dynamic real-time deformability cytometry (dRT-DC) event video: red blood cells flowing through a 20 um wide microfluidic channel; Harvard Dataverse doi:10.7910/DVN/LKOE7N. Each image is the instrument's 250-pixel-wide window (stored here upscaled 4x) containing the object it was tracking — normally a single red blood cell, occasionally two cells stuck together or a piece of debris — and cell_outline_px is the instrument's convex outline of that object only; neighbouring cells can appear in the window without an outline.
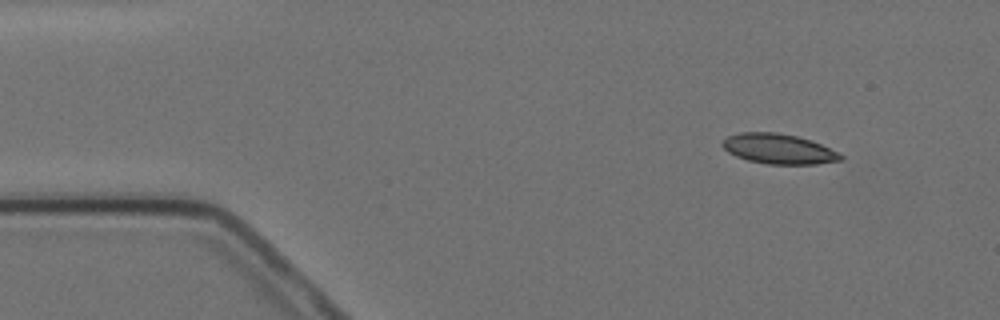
{"species": "Egyptian fruit bat (a non-hibernating species)", "species_latin": "Rousettus aegyptiacus", "temperature_condition": "cold", "stored_images_in_passage": 4, "camera_frame_rate_fps": 3000, "um_per_image_px": 0.085, "animal": {"sex": "female"}, "frame": {"image": 1, "passage_image": 1, "time_ms": 0.0, "image_size_px": [1000, 320], "cell_outline_px": [[844, 160], [816, 164], [768, 164], [748, 160], [736, 156], [728, 152], [720, 144], [728, 136], [740, 132], [776, 132], [796, 136], [820, 144], [844, 156]], "centroid_in_image_um": [66.16, 12.66], "position_along_channel_um": 18.8, "area_um2": 20.52}}